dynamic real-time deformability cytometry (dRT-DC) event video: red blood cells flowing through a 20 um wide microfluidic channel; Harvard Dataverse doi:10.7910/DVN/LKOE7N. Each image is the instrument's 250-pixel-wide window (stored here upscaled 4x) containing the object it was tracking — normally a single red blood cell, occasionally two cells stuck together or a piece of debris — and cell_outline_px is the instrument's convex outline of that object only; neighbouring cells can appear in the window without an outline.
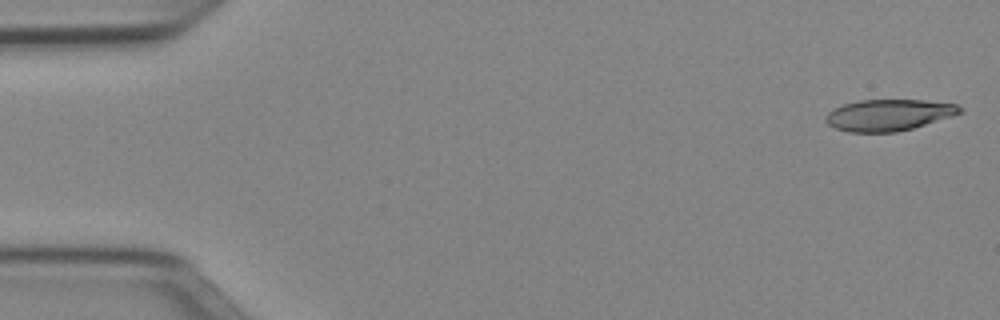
{"species": "Egyptian fruit bat (a non-hibernating species)", "species_latin": "Rousettus aegyptiacus", "temperature_condition": "cold", "stored_images_in_passage": 50, "camera_frame_rate_fps": 3000, "um_per_image_px": 0.085, "animal": {"sex": "female"}, "frame": {"image": 1, "passage_image": 1, "time_ms": 0.0, "image_size_px": [1000, 320], "cell_outline_px": [[964, 112], [912, 128], [896, 132], [848, 132], [836, 128], [828, 124], [824, 120], [824, 116], [828, 112], [844, 104], [860, 100], [924, 100], [956, 104], [964, 108]], "centroid_in_image_um": [75.54, 9.77], "position_along_channel_um": 9.5, "area_um2": 24.45}}
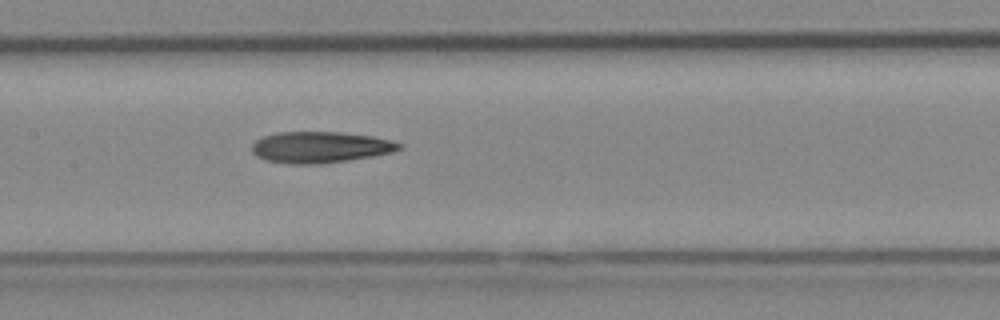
{"frame": {"image": 2, "passage_image": 24, "time_ms": 7.667, "image_size_px": [1000, 320], "cell_outline_px": [[400, 148], [392, 152], [372, 156], [320, 164], [292, 164], [264, 160], [256, 156], [252, 152], [252, 144], [256, 140], [264, 136], [276, 132], [340, 132], [372, 136], [392, 140], [400, 144]], "centroid_in_image_um": [27.17, 12.51], "position_along_channel_um": 180.2, "area_um2": 26.7}}
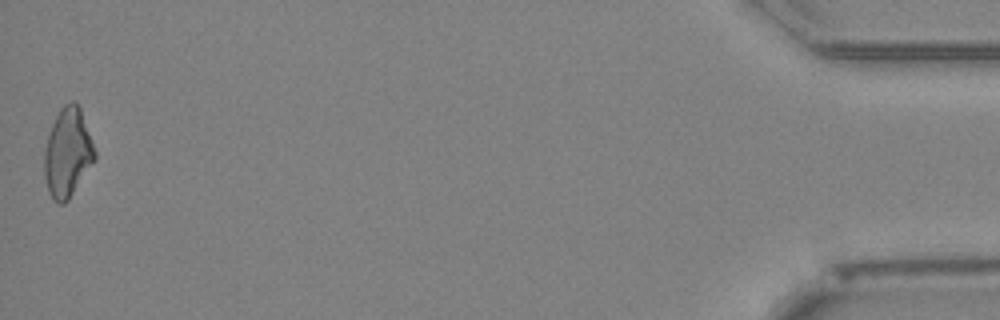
{"frame": {"image": 3, "passage_image": 50, "time_ms": 16.333, "image_size_px": [1000, 320], "cell_outline_px": [[96, 156], [68, 200], [64, 204], [56, 204], [52, 200], [48, 192], [44, 176], [44, 148], [52, 124], [60, 108], [64, 104], [72, 100], [76, 100], [80, 108], [92, 140], [96, 152]], "centroid_in_image_um": [5.72, 12.98], "position_along_channel_um": 429.5, "area_um2": 26.07}, "authors_computed_cell_mechanics": {"area_um2": 26.0389, "velocity_mm_per_s": 3.971, "shape_relaxation_time_tau1_ms": null, "shape_relaxation_time_tau2_ms": 7.9051, "deformation_change_tau1": null, "deformation_change_tau2": 0.2256}}